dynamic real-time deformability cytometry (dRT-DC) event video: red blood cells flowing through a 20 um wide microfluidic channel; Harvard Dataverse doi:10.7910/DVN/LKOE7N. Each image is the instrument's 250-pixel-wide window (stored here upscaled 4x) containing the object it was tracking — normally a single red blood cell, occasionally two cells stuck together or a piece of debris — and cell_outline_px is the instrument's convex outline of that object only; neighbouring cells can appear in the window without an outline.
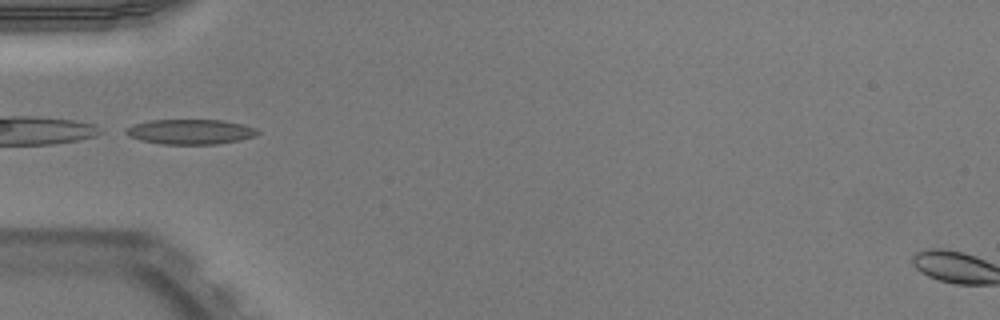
{"species": "Egyptian fruit bat (a non-hibernating species)", "species_latin": "Rousettus aegyptiacus", "temperature_condition": "warm", "stored_images_in_passage": 33, "camera_frame_rate_fps": 3000, "um_per_image_px": 0.085, "animal": {"sex": "male"}, "frame": {"image": 1, "passage_image": 1, "time_ms": 0.0, "image_size_px": [1000, 320], "cell_outline_px": [[260, 132], [256, 136], [240, 140], [216, 144], [160, 144], [140, 140], [128, 136], [120, 132], [124, 128], [132, 124], [148, 120], [224, 120], [256, 128]], "centroid_in_image_um": [16.1, 11.2], "position_along_channel_um": 68.9, "area_um2": 19.48}, "authors_computed_cell_mechanics": {"area_um2": 17.9758, "velocity_mm_per_s": 3.9802, "shape_relaxation_time_tau1_ms": 6.1774, "shape_relaxation_time_tau2_ms": 1.5925, "deformation_change_tau1": 0.2181, "deformation_change_tau2": 0.08}}